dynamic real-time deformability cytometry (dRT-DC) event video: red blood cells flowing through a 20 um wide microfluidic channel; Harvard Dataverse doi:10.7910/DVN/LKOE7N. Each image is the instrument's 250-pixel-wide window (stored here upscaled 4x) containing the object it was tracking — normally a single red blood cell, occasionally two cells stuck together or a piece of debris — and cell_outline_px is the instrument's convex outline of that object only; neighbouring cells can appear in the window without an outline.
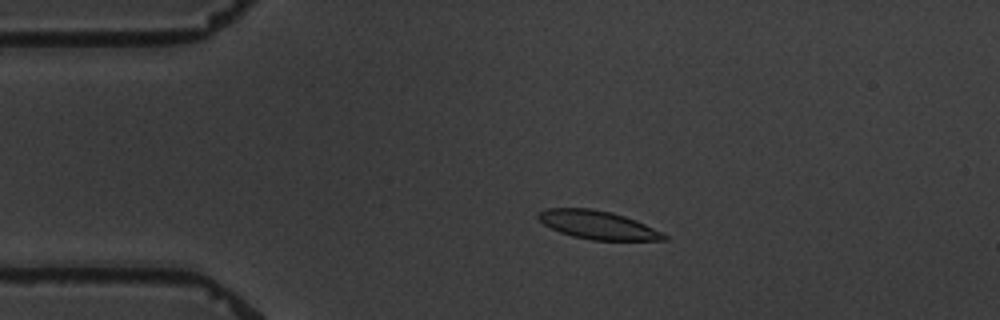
{"species": "common noctule bat (a hibernating species)", "species_latin": "Nyctalus noctula", "temperature_condition": "warm", "stored_images_in_passage": 5, "camera_frame_rate_fps": 3000, "um_per_image_px": 0.085, "animal": {"sex": "male", "body_mass_g": 19.5, "forearm_length_mm": 54.6}, "frame": {"image": 1, "passage_image": 3, "time_ms": 3.0, "image_size_px": [1000, 320], "cell_outline_px": [[668, 240], [592, 240], [572, 236], [560, 232], [544, 224], [536, 216], [536, 212], [544, 208], [592, 208], [612, 212], [636, 220], [668, 236]], "centroid_in_image_um": [50.76, 19.11], "position_along_channel_um": 34.2, "area_um2": 20.75}}
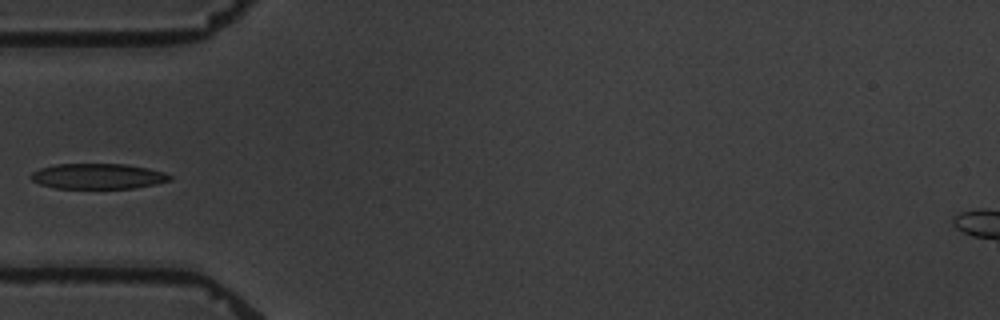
{"frame": {"image": 2, "passage_image": 5, "time_ms": 5.333, "image_size_px": [1000, 320], "cell_outline_px": [[172, 180], [156, 184], [136, 188], [56, 188], [40, 184], [32, 180], [28, 176], [32, 172], [40, 168], [56, 164], [128, 164], [148, 168], [164, 172], [172, 176]], "centroid_in_image_um": [8.34, 14.98], "position_along_channel_um": 76.7, "area_um2": 20.69}}